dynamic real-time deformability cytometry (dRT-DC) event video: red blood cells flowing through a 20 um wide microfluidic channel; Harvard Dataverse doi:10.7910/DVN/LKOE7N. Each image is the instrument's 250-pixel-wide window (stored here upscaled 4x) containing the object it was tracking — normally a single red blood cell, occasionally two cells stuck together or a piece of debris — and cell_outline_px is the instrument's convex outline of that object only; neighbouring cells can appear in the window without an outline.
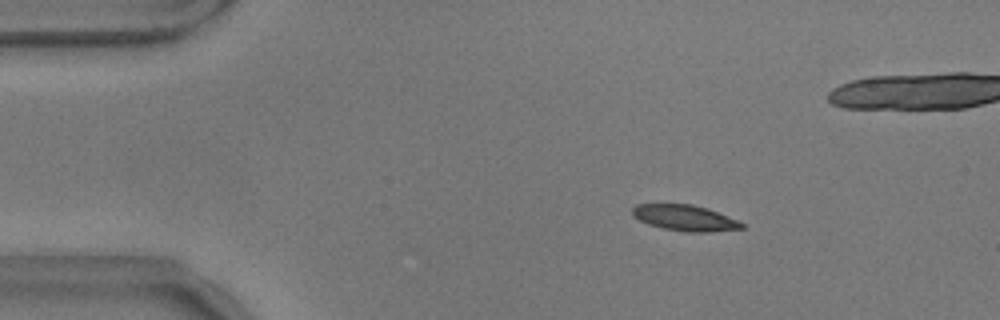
{"species": "common noctule bat (a hibernating species)", "species_latin": "Nyctalus noctula", "temperature_condition": "warm", "stored_images_in_passage": 49, "camera_frame_rate_fps": 3000, "um_per_image_px": 0.085, "animal": {"sex": "male", "body_mass_g": 17.9}, "frame": {"image": 1, "passage_image": 1, "time_ms": 0.0, "image_size_px": [1000, 320], "cell_outline_px": [[744, 228], [708, 232], [688, 232], [664, 228], [648, 224], [632, 216], [632, 208], [636, 204], [692, 204], [708, 208], [728, 216], [744, 224]], "centroid_in_image_um": [58.2, 18.51], "position_along_channel_um": 26.8, "area_um2": 16.42}}
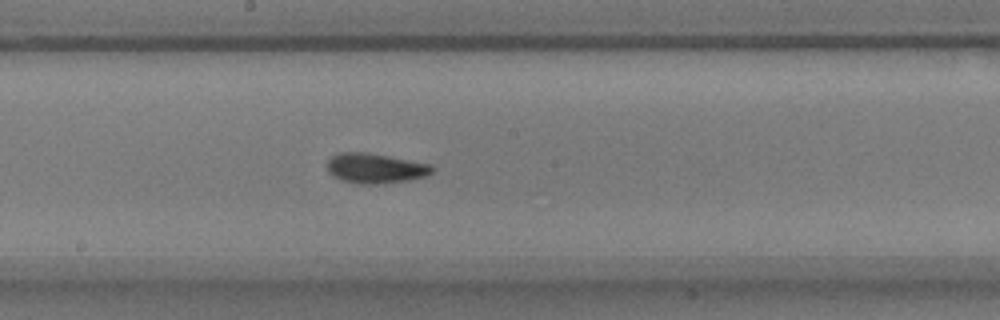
{"frame": {"image": 2, "passage_image": 22, "time_ms": 7.0, "image_size_px": [1000, 320], "cell_outline_px": [[436, 168], [428, 176], [408, 180], [376, 184], [360, 184], [344, 180], [332, 176], [328, 172], [328, 160], [336, 152], [364, 152], [388, 156], [432, 164]], "centroid_in_image_um": [31.93, 14.3], "position_along_channel_um": 216.3, "area_um2": 18.38}}
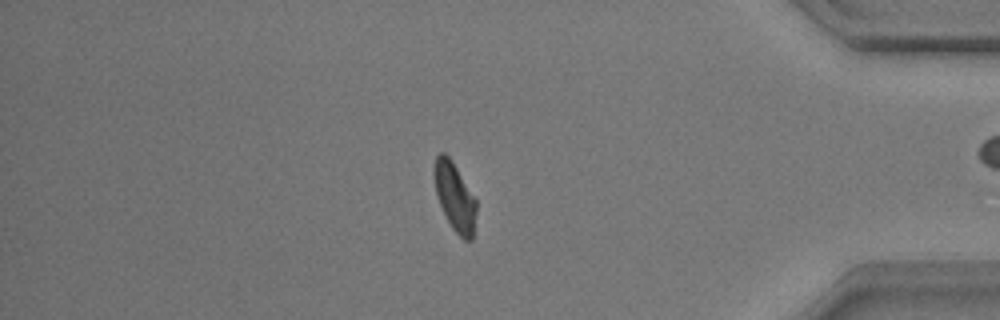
{"frame": {"image": 3, "passage_image": 40, "time_ms": 13.0, "image_size_px": [1000, 320], "cell_outline_px": [[476, 212], [472, 240], [464, 240], [452, 228], [440, 204], [436, 192], [432, 176], [432, 168], [436, 156], [440, 152], [444, 152], [452, 160], [476, 200]], "centroid_in_image_um": [38.63, 16.68], "position_along_channel_um": 396.6, "area_um2": 16.7}, "authors_computed_cell_mechanics": {"area_um2": 17.2244, "velocity_mm_per_s": 3.5622, "shape_relaxation_time_tau1_ms": 4.7998, "shape_relaxation_time_tau2_ms": 1.8496, "deformation_change_tau1": 0.1737, "deformation_change_tau2": 0.0824}}